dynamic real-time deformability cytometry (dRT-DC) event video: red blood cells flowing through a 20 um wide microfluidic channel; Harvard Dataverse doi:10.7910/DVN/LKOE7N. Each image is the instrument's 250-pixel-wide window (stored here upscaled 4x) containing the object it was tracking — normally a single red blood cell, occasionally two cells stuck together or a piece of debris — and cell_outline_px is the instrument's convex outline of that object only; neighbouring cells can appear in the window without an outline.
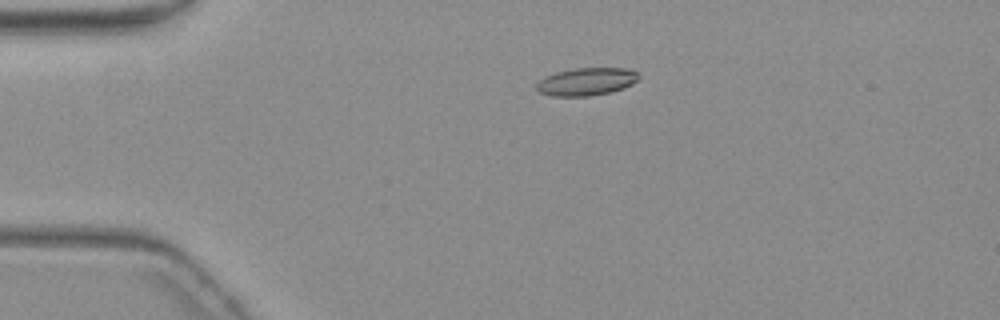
{"species": "common noctule bat (a hibernating species)", "species_latin": "Nyctalus noctula", "temperature_condition": "warm", "stored_images_in_passage": 5, "camera_frame_rate_fps": 3000, "um_per_image_px": 0.085, "animal": {"sex": "female", "body_mass_g": 19.3, "forearm_length_mm": 54.1}, "frame": {"image": 1, "passage_image": 3, "time_ms": 3.333, "image_size_px": [1000, 320], "cell_outline_px": [[640, 76], [632, 84], [624, 88], [612, 92], [588, 96], [552, 96], [540, 92], [536, 88], [536, 84], [544, 76], [556, 72], [572, 68], [632, 68], [640, 72]], "centroid_in_image_um": [49.88, 6.92], "position_along_channel_um": 35.1, "area_um2": 16.76}}
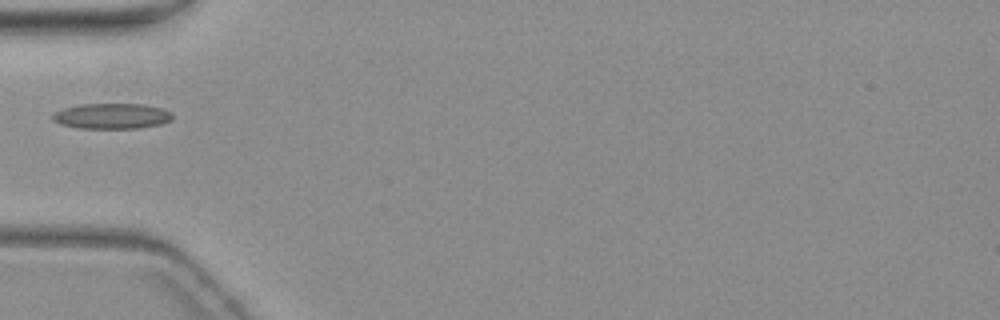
{"frame": {"image": 2, "passage_image": 5, "time_ms": 5.667, "image_size_px": [1000, 320], "cell_outline_px": [[172, 120], [160, 124], [136, 128], [80, 128], [60, 124], [52, 120], [52, 112], [64, 108], [80, 104], [144, 104], [164, 108], [172, 112]], "centroid_in_image_um": [9.5, 9.85], "position_along_channel_um": 75.5, "area_um2": 17.92}}